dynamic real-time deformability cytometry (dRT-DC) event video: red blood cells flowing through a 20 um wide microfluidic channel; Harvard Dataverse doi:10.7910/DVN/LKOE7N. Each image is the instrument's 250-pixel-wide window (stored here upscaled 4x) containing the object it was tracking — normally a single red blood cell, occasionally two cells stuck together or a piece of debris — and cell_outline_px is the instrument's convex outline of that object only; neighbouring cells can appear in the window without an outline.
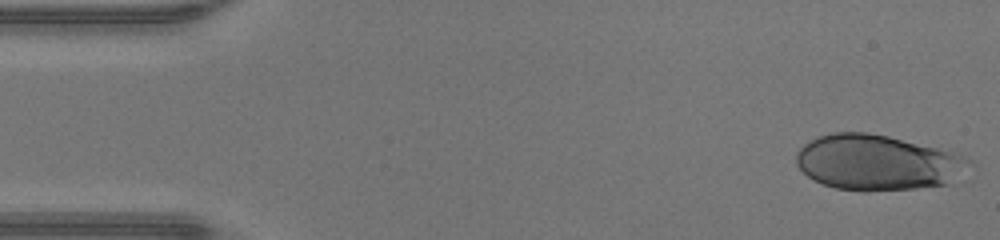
{"species": "human", "species_latin": "Homo sapiens", "temperature_condition": "warm", "stored_images_in_passage": 16, "camera_frame_rate_fps": 3000, "um_per_image_px": 0.085, "donor": {"sex": "male"}, "frame": {"image": 1, "passage_image": 1, "time_ms": 0.0, "image_size_px": [1000, 240], "cell_outline_px": [[976, 164], [952, 184], [916, 188], [868, 192], [864, 192], [836, 188], [812, 180], [796, 164], [796, 152], [804, 144], [820, 136], [832, 132], [864, 132], [888, 136], [956, 152], [972, 160]], "centroid_in_image_um": [74.67, 13.83], "position_along_channel_um": 10.3, "area_um2": 56.64}}
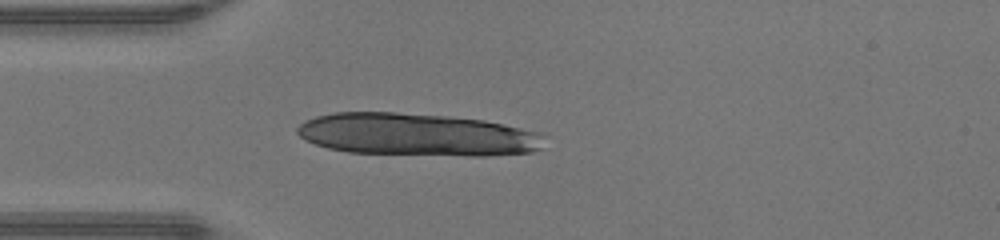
{"frame": {"image": 2, "passage_image": 12, "time_ms": 3.667, "image_size_px": [1000, 240], "cell_outline_px": [[548, 136], [540, 148], [532, 152], [484, 156], [472, 156], [348, 152], [328, 148], [316, 144], [300, 136], [296, 132], [296, 128], [304, 120], [316, 116], [336, 112], [396, 112], [448, 116], [484, 120], [504, 124], [540, 132]], "centroid_in_image_um": [35.48, 11.44], "position_along_channel_um": 49.5, "area_um2": 61.56}}